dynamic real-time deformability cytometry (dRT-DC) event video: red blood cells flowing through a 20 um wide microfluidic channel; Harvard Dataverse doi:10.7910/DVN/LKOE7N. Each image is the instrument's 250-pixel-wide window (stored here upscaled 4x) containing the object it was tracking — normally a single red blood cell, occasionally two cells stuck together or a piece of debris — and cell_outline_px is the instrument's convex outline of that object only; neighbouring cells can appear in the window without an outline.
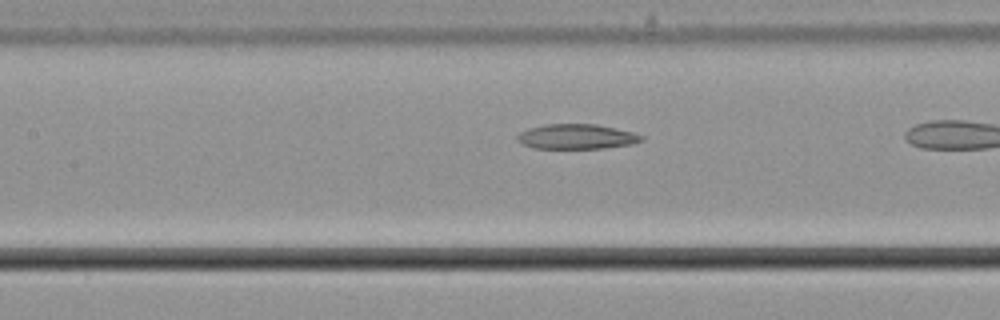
{"species": "common noctule bat (a hibernating species)", "species_latin": "Nyctalus noctula", "temperature_condition": "cold", "stored_images_in_passage": 26, "camera_frame_rate_fps": 3000, "um_per_image_px": 0.085, "animal": {"sex": "male", "body_mass_g": 21.5, "forearm_length_mm": 52.0}, "frame": {"image": 1, "passage_image": 22, "time_ms": 7.0, "image_size_px": [1000, 320], "cell_outline_px": [[644, 140], [632, 144], [604, 148], [532, 148], [516, 140], [516, 136], [520, 132], [528, 128], [544, 124], [596, 124], [632, 132], [644, 136]], "centroid_in_image_um": [49.0, 11.61], "position_along_channel_um": 158.4, "area_um2": 18.03}}